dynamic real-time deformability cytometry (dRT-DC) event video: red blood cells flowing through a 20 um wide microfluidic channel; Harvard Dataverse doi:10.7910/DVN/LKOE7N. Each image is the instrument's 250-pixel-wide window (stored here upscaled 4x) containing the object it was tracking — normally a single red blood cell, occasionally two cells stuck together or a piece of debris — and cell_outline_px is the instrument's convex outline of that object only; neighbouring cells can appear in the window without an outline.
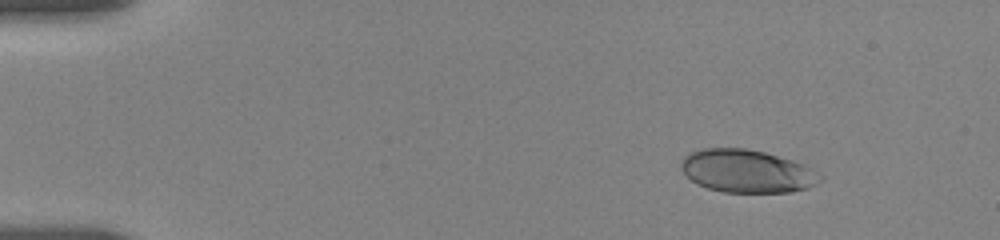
{"species": "human", "species_latin": "Homo sapiens", "temperature_condition": "room temperature", "stored_images_in_passage": 6, "camera_frame_rate_fps": 3000, "um_per_image_px": 0.085, "donor": {"sex": "female"}, "frame": {"image": 1, "passage_image": 2, "time_ms": 1.333, "image_size_px": [1000, 240], "cell_outline_px": [[824, 180], [808, 188], [792, 192], [724, 192], [708, 188], [696, 184], [680, 168], [680, 160], [688, 152], [704, 148], [744, 148], [764, 152], [792, 160], [804, 164], [824, 176]], "centroid_in_image_um": [63.5, 14.55], "position_along_channel_um": 21.5, "area_um2": 35.03}}
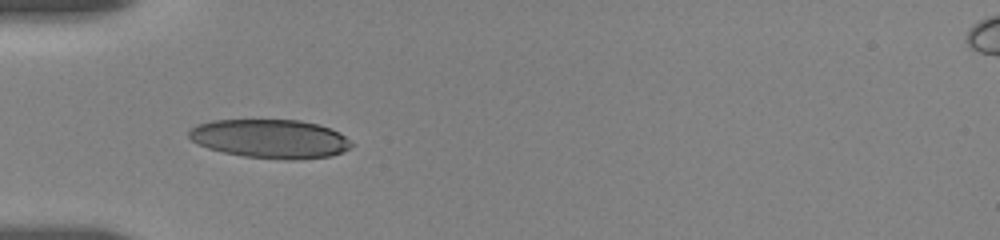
{"frame": {"image": 2, "passage_image": 5, "time_ms": 5.0, "image_size_px": [1000, 240], "cell_outline_px": [[356, 144], [344, 152], [332, 156], [296, 160], [284, 160], [244, 156], [224, 152], [208, 148], [192, 140], [188, 136], [188, 132], [196, 124], [212, 120], [300, 120], [320, 124], [340, 132]], "centroid_in_image_um": [23.04, 11.8], "position_along_channel_um": 62.0, "area_um2": 37.17}}
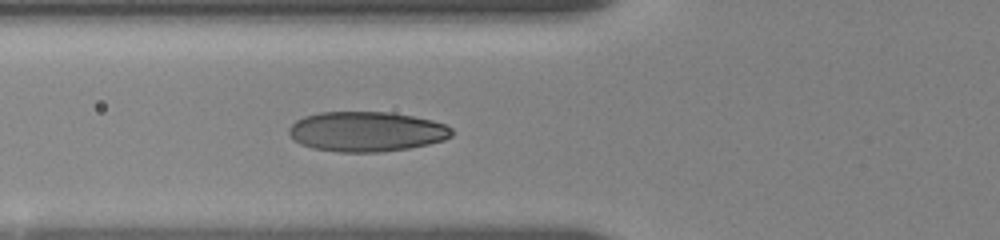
{"frame": {"image": 3, "passage_image": 6, "time_ms": 6.0, "image_size_px": [1000, 240], "cell_outline_px": [[452, 136], [444, 140], [428, 144], [408, 148], [380, 152], [340, 152], [312, 148], [300, 144], [288, 132], [288, 128], [296, 120], [304, 116], [320, 112], [392, 112], [432, 120], [444, 124], [452, 128]], "centroid_in_image_um": [31.15, 11.18], "position_along_channel_um": 94.6, "area_um2": 37.92}}